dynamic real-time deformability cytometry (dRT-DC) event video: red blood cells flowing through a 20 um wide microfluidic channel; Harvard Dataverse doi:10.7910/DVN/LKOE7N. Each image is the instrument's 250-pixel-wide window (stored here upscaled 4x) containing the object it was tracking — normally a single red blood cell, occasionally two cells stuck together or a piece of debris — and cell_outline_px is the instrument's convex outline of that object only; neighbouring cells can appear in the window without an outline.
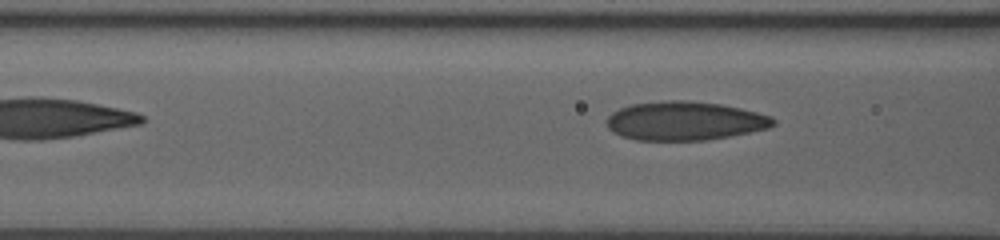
{"species": "human", "species_latin": "Homo sapiens", "temperature_condition": "room temperature", "stored_images_in_passage": 7, "camera_frame_rate_fps": 3000, "um_per_image_px": 0.085, "donor": {"sex": "male"}, "frame": {"image": 1, "passage_image": 6, "time_ms": 5.667, "image_size_px": [1000, 240], "cell_outline_px": [[776, 124], [768, 128], [708, 140], [636, 140], [612, 132], [608, 128], [608, 116], [612, 112], [620, 108], [632, 104], [672, 100], [684, 100], [720, 104], [740, 108], [772, 116], [776, 120]], "centroid_in_image_um": [58.22, 10.28], "position_along_channel_um": 108.4, "area_um2": 37.4}}
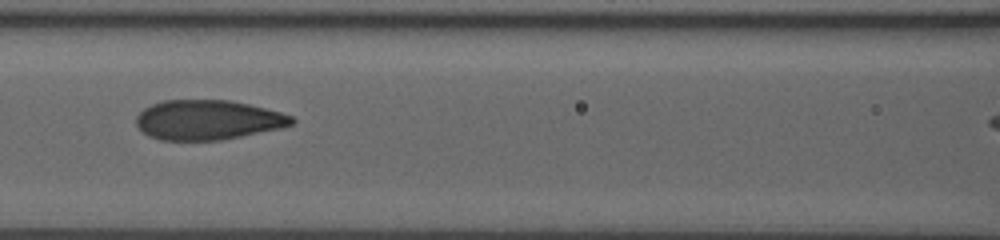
{"frame": {"image": 2, "passage_image": 7, "time_ms": 6.667, "image_size_px": [1000, 240], "cell_outline_px": [[296, 120], [292, 124], [280, 128], [220, 140], [160, 140], [148, 136], [136, 124], [136, 116], [144, 108], [152, 104], [164, 100], [228, 100], [248, 104], [280, 112], [292, 116]], "centroid_in_image_um": [17.64, 10.19], "position_along_channel_um": 149.0, "area_um2": 35.78}}